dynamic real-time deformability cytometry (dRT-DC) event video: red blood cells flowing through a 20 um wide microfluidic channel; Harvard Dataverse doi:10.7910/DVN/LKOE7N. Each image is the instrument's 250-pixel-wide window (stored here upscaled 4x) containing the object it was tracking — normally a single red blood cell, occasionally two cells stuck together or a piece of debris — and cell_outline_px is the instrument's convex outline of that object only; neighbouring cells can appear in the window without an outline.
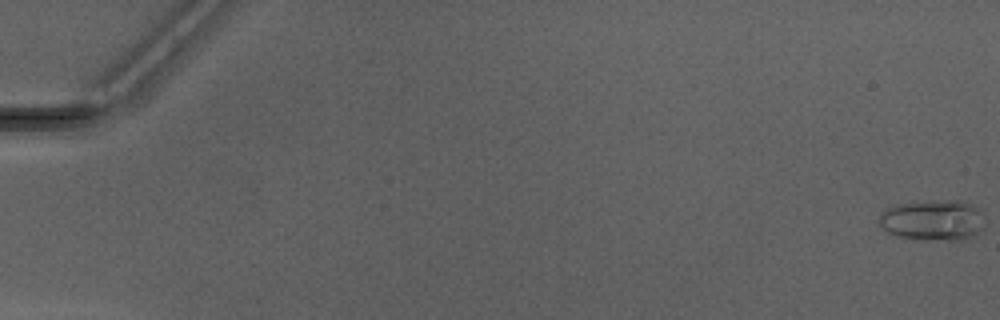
{"species": "Egyptian fruit bat (a non-hibernating species)", "species_latin": "Rousettus aegyptiacus", "temperature_condition": "warm", "stored_images_in_passage": 46, "camera_frame_rate_fps": 3000, "um_per_image_px": 0.085, "animal": {"sex": "male"}, "frame": {"image": 1, "passage_image": 1, "time_ms": 0.0, "image_size_px": [1000, 320], "cell_outline_px": [[984, 228], [980, 232], [964, 240], [928, 240], [896, 236], [888, 232], [880, 224], [880, 212], [884, 208], [896, 204], [916, 200], [964, 200], [980, 208]], "centroid_in_image_um": [79.3, 18.68], "position_along_channel_um": 5.7, "area_um2": 25.72}}
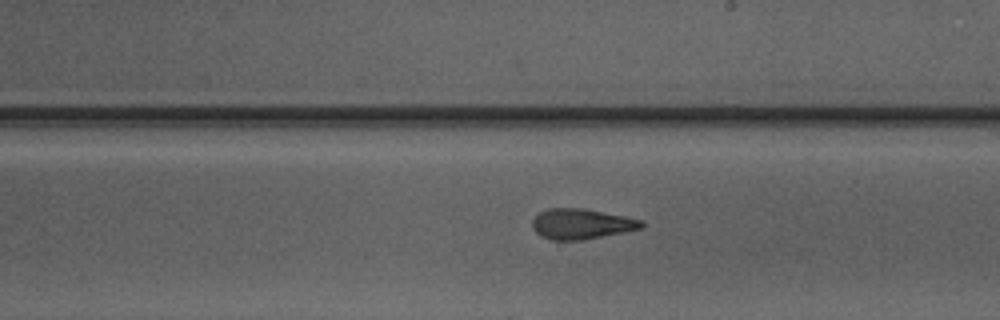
{"frame": {"image": 2, "passage_image": 31, "time_ms": 10.0, "image_size_px": [1000, 320], "cell_outline_px": [[644, 224], [640, 228], [624, 232], [580, 240], [552, 240], [540, 236], [532, 228], [532, 220], [540, 212], [548, 208], [584, 208], [624, 216], [640, 220]], "centroid_in_image_um": [49.36, 19.03], "position_along_channel_um": 239.6, "area_um2": 19.13}}
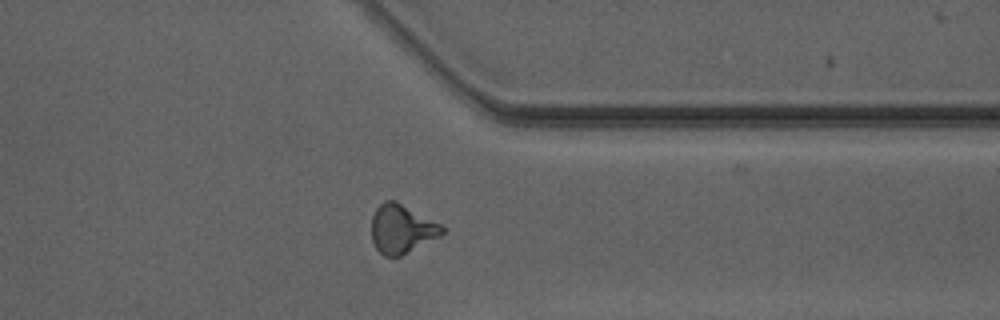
{"frame": {"image": 3, "passage_image": 41, "time_ms": 13.333, "image_size_px": [1000, 320], "cell_outline_px": [[444, 232], [400, 256], [384, 256], [376, 248], [372, 240], [372, 216], [376, 208], [384, 200], [396, 200], [444, 224]], "centroid_in_image_um": [34.14, 19.41], "position_along_channel_um": 377.3, "area_um2": 20.0}}